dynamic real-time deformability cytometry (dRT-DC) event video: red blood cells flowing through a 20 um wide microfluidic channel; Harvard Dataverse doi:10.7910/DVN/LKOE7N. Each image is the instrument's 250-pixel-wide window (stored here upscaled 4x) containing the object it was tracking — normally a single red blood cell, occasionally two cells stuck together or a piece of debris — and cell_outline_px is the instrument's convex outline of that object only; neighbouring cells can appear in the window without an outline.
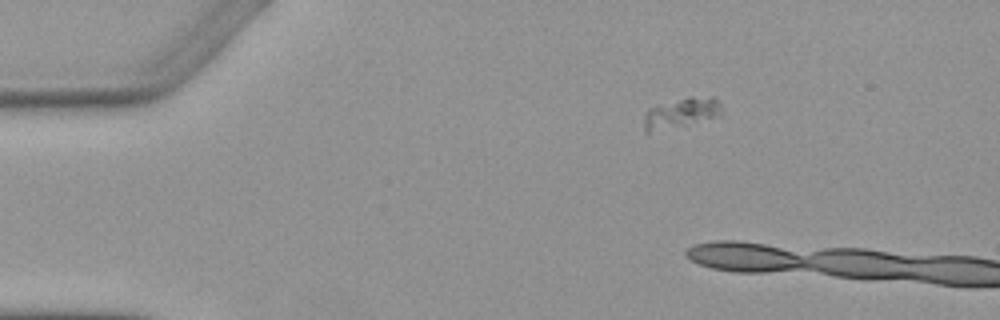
{"species": "Egyptian fruit bat (a non-hibernating species)", "species_latin": "Rousettus aegyptiacus", "temperature_condition": "warm", "stored_images_in_passage": 4, "camera_frame_rate_fps": 3000, "um_per_image_px": 0.085, "animal": {"sex": "female"}, "frame": {"image": 1, "passage_image": 1, "time_ms": 0.0, "image_size_px": [1000, 320], "cell_outline_px": [[720, 116], [648, 132], [644, 132], [644, 116], [648, 108], [656, 104], [688, 96], [712, 96], [720, 104]], "centroid_in_image_um": [57.86, 9.54], "position_along_channel_um": 27.1, "area_um2": 13.41}}